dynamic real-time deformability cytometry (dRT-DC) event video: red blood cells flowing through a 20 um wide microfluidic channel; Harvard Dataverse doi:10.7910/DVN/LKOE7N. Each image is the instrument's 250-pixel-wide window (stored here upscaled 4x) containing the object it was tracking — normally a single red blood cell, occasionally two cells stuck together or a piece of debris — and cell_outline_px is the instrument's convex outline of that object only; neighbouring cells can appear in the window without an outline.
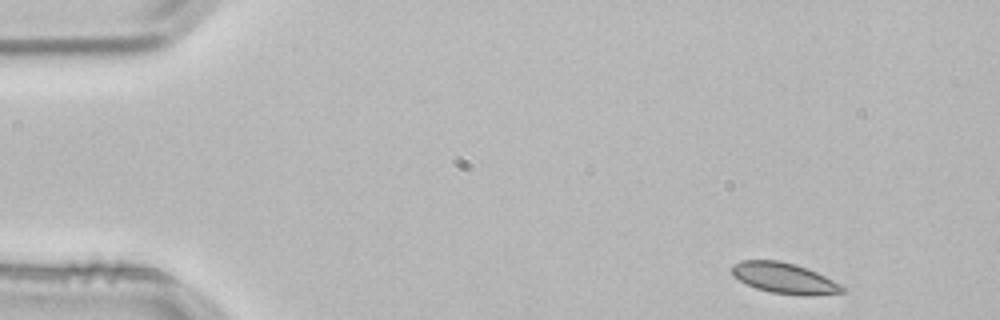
{"species": "common noctule bat (a hibernating species)", "species_latin": "Nyctalus noctula", "temperature_condition": "room temperature", "stored_images_in_passage": 3, "camera_frame_rate_fps": 3000, "um_per_image_px": 0.085, "animal": {"sex": "male", "body_mass_g": 21.5, "forearm_length_mm": 52.0}, "frame": {"image": 1, "passage_image": 1, "time_ms": 0.0, "image_size_px": [1000, 320], "cell_outline_px": [[848, 288], [844, 292], [812, 296], [804, 296], [772, 292], [756, 288], [732, 276], [732, 264], [740, 260], [780, 260], [796, 264], [816, 272]], "centroid_in_image_um": [66.68, 23.64], "position_along_channel_um": 18.3, "area_um2": 19.83}}